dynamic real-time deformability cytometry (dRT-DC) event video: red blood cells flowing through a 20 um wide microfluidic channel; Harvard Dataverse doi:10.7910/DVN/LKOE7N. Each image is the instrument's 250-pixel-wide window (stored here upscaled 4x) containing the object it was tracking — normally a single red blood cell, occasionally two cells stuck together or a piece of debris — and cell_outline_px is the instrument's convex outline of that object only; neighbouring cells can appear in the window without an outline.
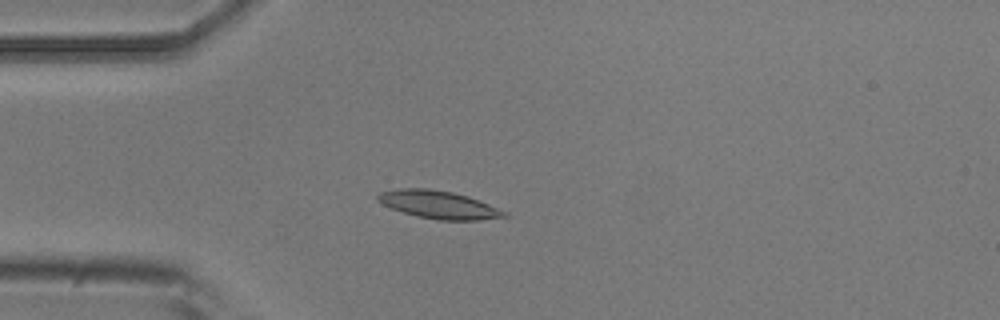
{"species": "common noctule bat (a hibernating species)", "species_latin": "Nyctalus noctula", "temperature_condition": "room temperature", "stored_images_in_passage": 4, "camera_frame_rate_fps": 3000, "um_per_image_px": 0.085, "animal": {"sex": "male", "body_mass_g": 20.5, "forearm_length_mm": 52.5}, "frame": {"image": 1, "passage_image": 4, "time_ms": 3.333, "image_size_px": [1000, 320], "cell_outline_px": [[508, 216], [480, 220], [436, 220], [416, 216], [392, 208], [376, 200], [376, 196], [380, 192], [400, 188], [428, 188], [452, 192], [468, 196], [508, 212]], "centroid_in_image_um": [37.29, 17.4], "position_along_channel_um": 47.7, "area_um2": 20.46}}